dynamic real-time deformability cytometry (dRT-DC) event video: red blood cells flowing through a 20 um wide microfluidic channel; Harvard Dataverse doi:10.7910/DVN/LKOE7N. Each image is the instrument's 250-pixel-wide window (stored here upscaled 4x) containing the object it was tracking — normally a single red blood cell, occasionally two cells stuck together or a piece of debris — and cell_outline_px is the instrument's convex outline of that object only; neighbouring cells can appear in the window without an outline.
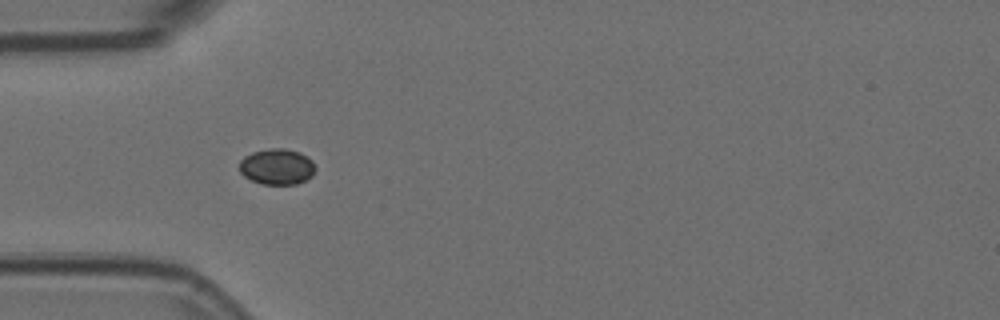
{"species": "Egyptian fruit bat (a non-hibernating species)", "species_latin": "Rousettus aegyptiacus", "temperature_condition": "room temperature", "stored_images_in_passage": 6, "camera_frame_rate_fps": 3000, "um_per_image_px": 0.085, "animal": {"sex": "female"}, "frame": {"image": 1, "passage_image": 4, "time_ms": 1.0, "image_size_px": [1000, 320], "cell_outline_px": [[316, 168], [312, 176], [296, 184], [260, 184], [244, 176], [240, 172], [240, 160], [244, 156], [252, 152], [268, 148], [284, 148], [300, 152], [312, 160]], "centroid_in_image_um": [23.54, 14.16], "position_along_channel_um": 61.5, "area_um2": 15.95}}
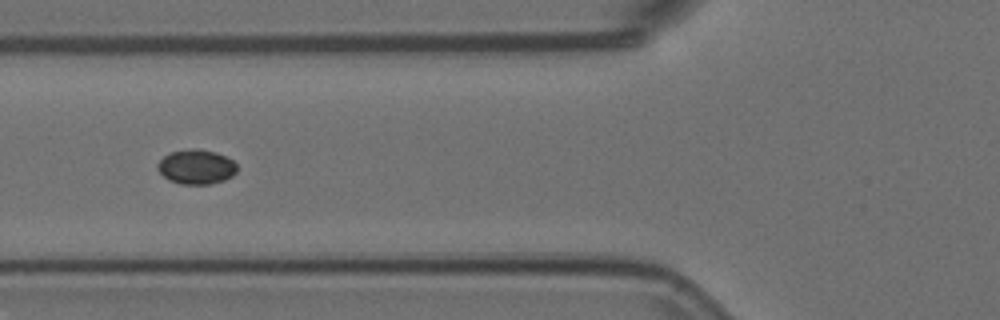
{"frame": {"image": 2, "passage_image": 5, "time_ms": 1.333, "image_size_px": [1000, 320], "cell_outline_px": [[236, 172], [232, 176], [224, 180], [208, 184], [180, 184], [168, 180], [156, 168], [156, 164], [168, 152], [192, 148], [196, 148], [216, 152], [232, 160], [236, 164]], "centroid_in_image_um": [16.65, 14.17], "position_along_channel_um": 109.1, "area_um2": 16.07}}
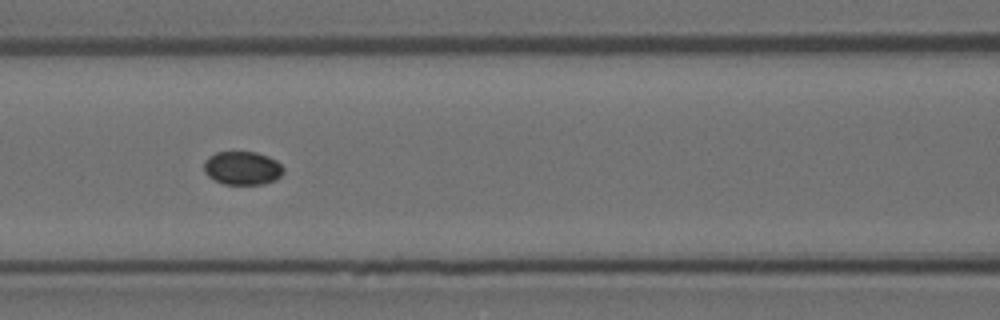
{"frame": {"image": 3, "passage_image": 6, "time_ms": 1.667, "image_size_px": [1000, 320], "cell_outline_px": [[284, 172], [276, 180], [264, 184], [224, 184], [208, 176], [204, 172], [204, 160], [208, 156], [216, 152], [256, 152], [268, 156], [276, 160], [284, 168]], "centroid_in_image_um": [20.61, 14.28], "position_along_channel_um": 146.0, "area_um2": 15.61}}